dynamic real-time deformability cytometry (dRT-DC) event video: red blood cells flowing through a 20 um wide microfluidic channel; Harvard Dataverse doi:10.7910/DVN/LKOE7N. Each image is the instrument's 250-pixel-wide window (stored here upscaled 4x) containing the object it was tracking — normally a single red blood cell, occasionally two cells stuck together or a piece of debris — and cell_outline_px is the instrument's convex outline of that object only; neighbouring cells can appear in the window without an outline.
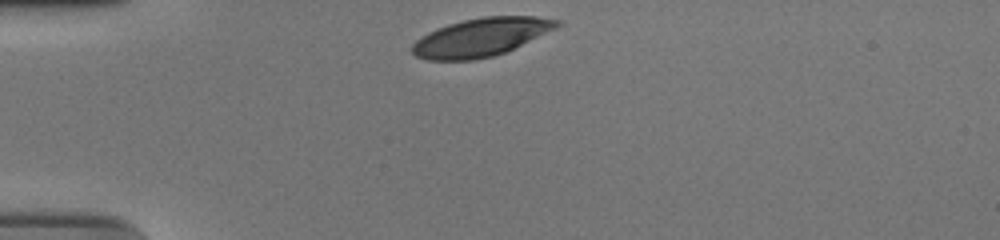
{"species": "human", "species_latin": "Homo sapiens", "temperature_condition": "cold", "stored_images_in_passage": 32, "camera_frame_rate_fps": 3000, "um_per_image_px": 0.085, "donor": {"sex": "male"}, "frame": {"image": 1, "passage_image": 1, "time_ms": 0.0, "image_size_px": [1000, 240], "cell_outline_px": [[564, 24], [556, 28], [504, 52], [492, 56], [472, 60], [428, 60], [416, 56], [412, 52], [412, 44], [416, 40], [428, 32], [436, 28], [448, 24], [464, 20], [484, 16], [536, 16], [564, 20]], "centroid_in_image_um": [40.9, 3.15], "position_along_channel_um": 44.1, "area_um2": 32.14}}
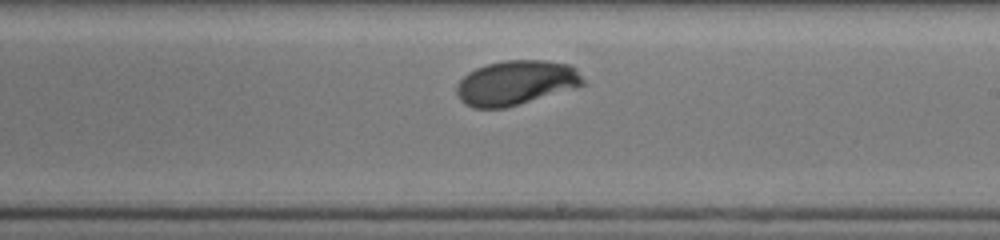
{"frame": {"image": 2, "passage_image": 20, "time_ms": 6.333, "image_size_px": [1000, 240], "cell_outline_px": [[588, 84], [576, 88], [520, 104], [504, 108], [472, 108], [464, 104], [460, 100], [456, 92], [456, 84], [468, 72], [476, 68], [488, 64], [504, 60], [544, 60], [568, 64]], "centroid_in_image_um": [43.83, 7.05], "position_along_channel_um": 245.2, "area_um2": 32.89}}
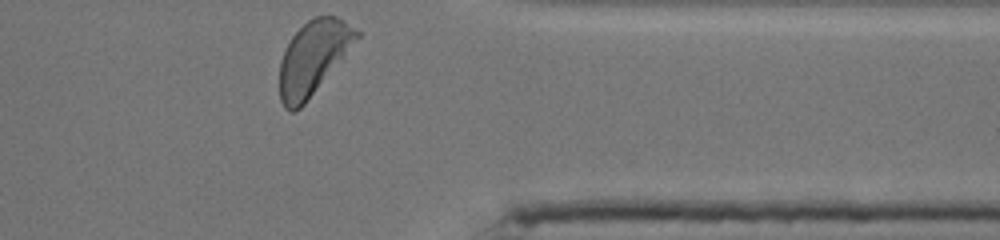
{"frame": {"image": 3, "passage_image": 32, "time_ms": 10.333, "image_size_px": [1000, 240], "cell_outline_px": [[360, 36], [304, 104], [296, 112], [288, 112], [284, 108], [280, 100], [280, 60], [292, 36], [308, 20], [316, 16], [336, 16], [360, 32]], "centroid_in_image_um": [26.58, 4.92], "position_along_channel_um": 384.8, "area_um2": 32.31}, "authors_computed_cell_mechanics": {"area_um2": 33.1483, "velocity_mm_per_s": 3.6893, "shape_relaxation_time_tau1_ms": 2.6084, "shape_relaxation_time_tau2_ms": null, "deformation_change_tau1": 0.1561, "deformation_change_tau2": null}}